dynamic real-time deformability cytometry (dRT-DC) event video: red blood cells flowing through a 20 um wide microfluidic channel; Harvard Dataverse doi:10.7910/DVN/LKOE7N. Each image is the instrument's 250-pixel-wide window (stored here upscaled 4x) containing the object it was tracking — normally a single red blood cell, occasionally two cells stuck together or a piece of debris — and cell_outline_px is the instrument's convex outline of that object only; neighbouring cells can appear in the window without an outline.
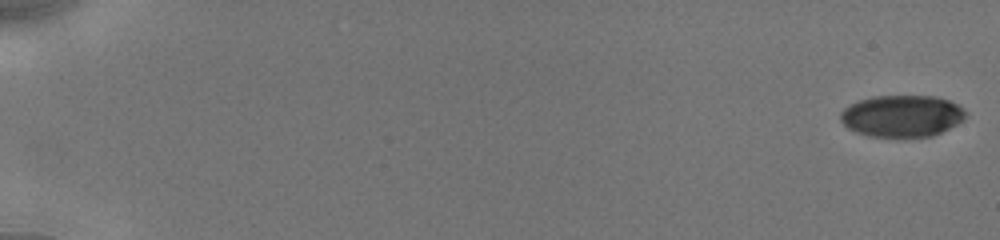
{"species": "human", "species_latin": "Homo sapiens", "temperature_condition": "cold", "stored_images_in_passage": 26, "camera_frame_rate_fps": 3000, "um_per_image_px": 0.085, "donor": {"sex": "male"}, "frame": {"image": 1, "passage_image": 1, "time_ms": 0.0, "image_size_px": [1000, 240], "cell_outline_px": [[968, 112], [964, 120], [932, 136], [868, 136], [856, 132], [848, 128], [840, 120], [840, 112], [844, 108], [860, 100], [872, 96], [936, 96], [948, 100], [964, 108]], "centroid_in_image_um": [76.67, 9.84], "position_along_channel_um": 8.3, "area_um2": 30.35}}
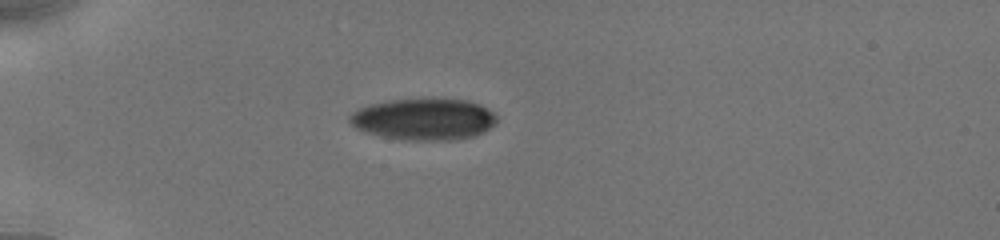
{"frame": {"image": 2, "passage_image": 21, "time_ms": 5.333, "image_size_px": [1000, 240], "cell_outline_px": [[496, 124], [484, 132], [476, 136], [456, 140], [404, 140], [380, 136], [364, 132], [356, 128], [348, 120], [348, 116], [356, 108], [368, 104], [388, 100], [468, 100], [480, 104], [488, 108], [496, 116]], "centroid_in_image_um": [36.01, 10.15], "position_along_channel_um": 49.0, "area_um2": 35.84}}
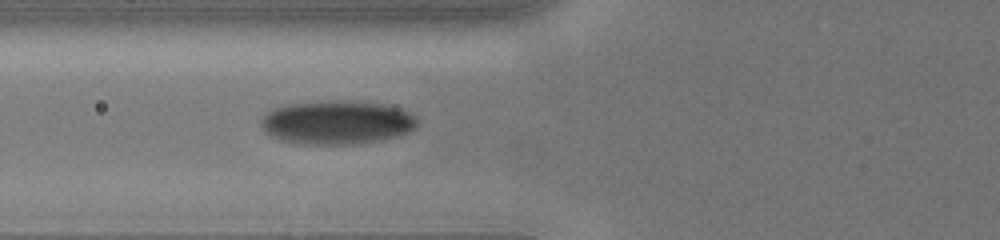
{"frame": {"image": 3, "passage_image": 26, "time_ms": 7.333, "image_size_px": [1000, 240], "cell_outline_px": [[416, 128], [408, 132], [396, 136], [376, 140], [352, 144], [304, 144], [280, 140], [264, 132], [260, 124], [260, 120], [268, 112], [276, 108], [288, 104], [328, 100], [380, 104], [400, 108], [416, 116]], "centroid_in_image_um": [28.6, 10.41], "position_along_channel_um": 97.2, "area_um2": 39.36}}